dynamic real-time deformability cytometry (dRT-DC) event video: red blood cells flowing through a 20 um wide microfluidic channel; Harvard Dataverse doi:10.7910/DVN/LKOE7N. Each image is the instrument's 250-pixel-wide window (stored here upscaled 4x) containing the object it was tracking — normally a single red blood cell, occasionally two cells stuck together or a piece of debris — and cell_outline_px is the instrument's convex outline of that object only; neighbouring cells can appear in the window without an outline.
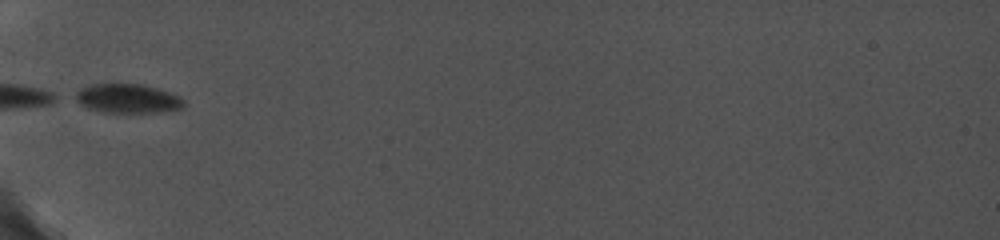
{"species": "common noctule bat (a hibernating species)", "species_latin": "Nyctalus noctula", "temperature_condition": "cold", "stored_images_in_passage": 5, "camera_frame_rate_fps": 5000, "um_per_image_px": 0.085, "animal": {"sex": "female", "body_mass_g": 19.0, "forearm_length_mm": 56.7}, "frame": {"image": 1, "passage_image": 1, "time_ms": 0.0, "image_size_px": [1000, 240], "cell_outline_px": [[184, 108], [160, 112], [104, 112], [88, 108], [80, 104], [68, 96], [80, 88], [92, 84], [144, 84], [180, 96], [184, 100]], "centroid_in_image_um": [10.78, 8.37], "position_along_channel_um": 74.2, "area_um2": 18.67}}